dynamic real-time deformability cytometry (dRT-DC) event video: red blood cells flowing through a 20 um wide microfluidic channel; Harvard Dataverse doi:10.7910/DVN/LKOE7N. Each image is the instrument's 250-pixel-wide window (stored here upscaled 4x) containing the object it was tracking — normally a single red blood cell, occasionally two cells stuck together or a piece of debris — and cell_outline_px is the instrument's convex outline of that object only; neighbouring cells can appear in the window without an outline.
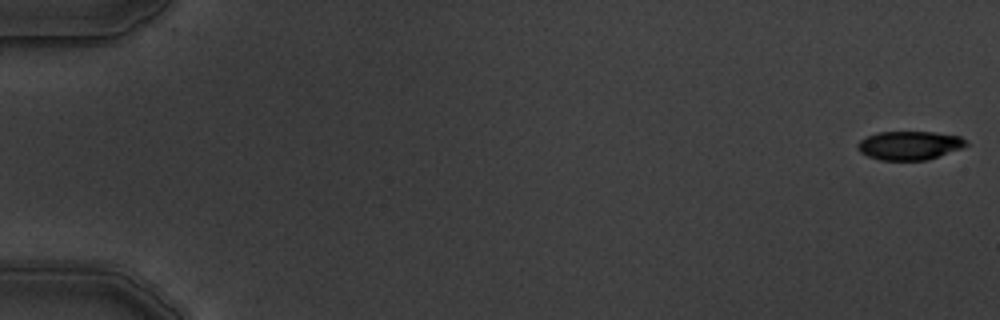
{"species": "common noctule bat (a hibernating species)", "species_latin": "Nyctalus noctula", "temperature_condition": "warm", "stored_images_in_passage": 4, "camera_frame_rate_fps": 3000, "um_per_image_px": 0.085, "animal": {"sex": "male", "body_mass_g": 19.5, "forearm_length_mm": 54.6}, "frame": {"image": 1, "passage_image": 1, "time_ms": 0.0, "image_size_px": [1000, 320], "cell_outline_px": [[968, 144], [960, 148], [928, 160], [880, 160], [868, 156], [860, 152], [856, 148], [856, 144], [860, 140], [876, 132], [932, 132], [960, 136]], "centroid_in_image_um": [77.25, 12.36], "position_along_channel_um": 7.8, "area_um2": 18.03}}